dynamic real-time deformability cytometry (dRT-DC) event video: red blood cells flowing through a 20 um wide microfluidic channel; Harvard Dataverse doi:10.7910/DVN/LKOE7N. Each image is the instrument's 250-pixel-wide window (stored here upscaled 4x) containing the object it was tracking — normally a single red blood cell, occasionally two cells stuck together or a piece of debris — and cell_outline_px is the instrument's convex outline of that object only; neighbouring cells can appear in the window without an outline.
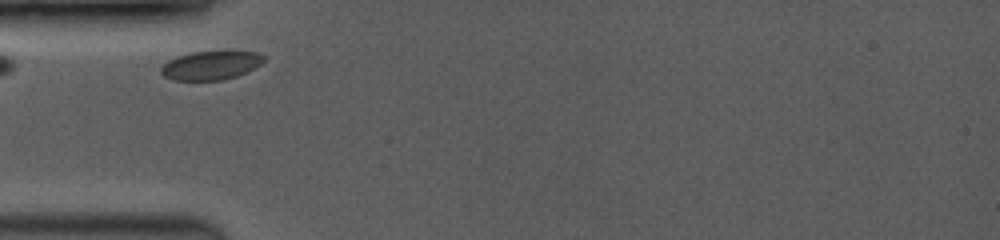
{"species": "common noctule bat (a hibernating species)", "species_latin": "Nyctalus noctula", "temperature_condition": "room temperature", "stored_images_in_passage": 11, "camera_frame_rate_fps": 3500, "um_per_image_px": 0.085, "animal": {"sex": "female", "body_mass_g": 19.0, "forearm_length_mm": 53.3}, "frame": {"image": 1, "passage_image": 1, "time_ms": 0.0, "image_size_px": [1000, 240], "cell_outline_px": [[268, 56], [260, 64], [236, 76], [224, 80], [172, 80], [164, 76], [160, 72], [160, 68], [168, 60], [176, 56], [192, 52], [224, 48], [256, 52]], "centroid_in_image_um": [17.94, 5.49], "position_along_channel_um": 67.1, "area_um2": 17.98}}
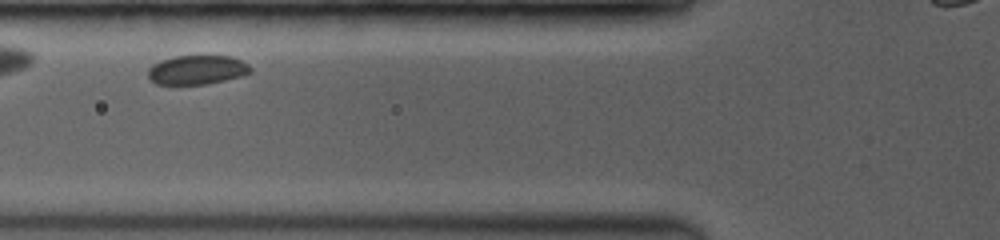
{"frame": {"image": 2, "passage_image": 4, "time_ms": 1.143, "image_size_px": [1000, 240], "cell_outline_px": [[252, 72], [240, 76], [224, 80], [204, 84], [156, 84], [148, 80], [148, 68], [152, 64], [160, 60], [176, 56], [228, 56], [240, 60], [248, 64], [252, 68]], "centroid_in_image_um": [16.7, 5.94], "position_along_channel_um": 109.1, "area_um2": 17.4}}
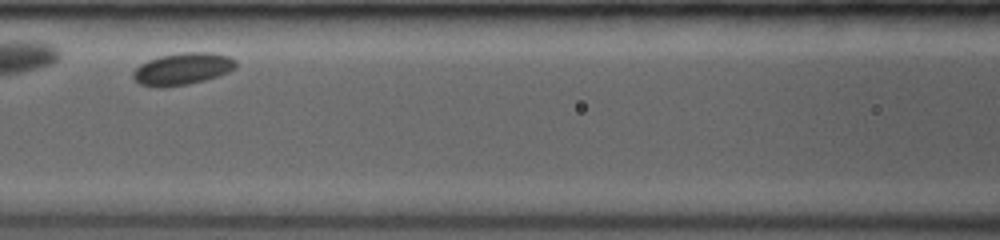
{"frame": {"image": 3, "passage_image": 7, "time_ms": 2.286, "image_size_px": [1000, 240], "cell_outline_px": [[236, 68], [220, 76], [188, 84], [160, 88], [140, 84], [132, 76], [132, 72], [140, 64], [148, 60], [160, 56], [184, 52], [212, 52], [228, 56], [236, 60]], "centroid_in_image_um": [15.53, 5.85], "position_along_channel_um": 151.1, "area_um2": 19.25}}